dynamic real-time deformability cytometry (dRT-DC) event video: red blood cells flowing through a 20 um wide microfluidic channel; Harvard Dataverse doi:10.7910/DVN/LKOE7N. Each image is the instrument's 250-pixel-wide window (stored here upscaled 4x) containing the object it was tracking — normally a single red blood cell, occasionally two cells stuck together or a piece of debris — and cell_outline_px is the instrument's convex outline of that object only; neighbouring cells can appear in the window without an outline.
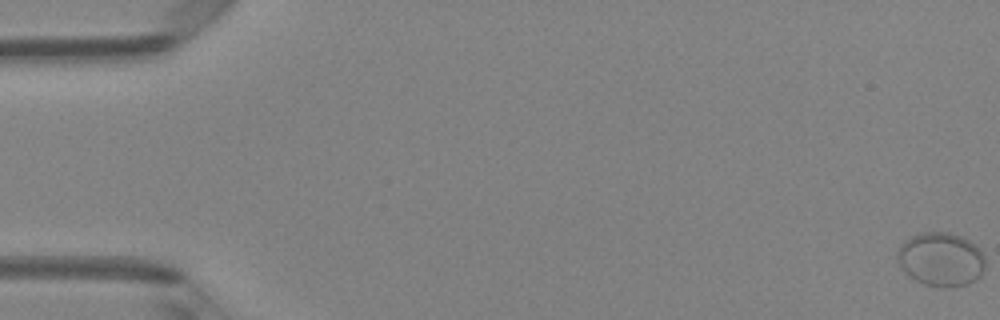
{"species": "Egyptian fruit bat (a non-hibernating species)", "species_latin": "Rousettus aegyptiacus", "temperature_condition": "room temperature", "stored_images_in_passage": 50, "camera_frame_rate_fps": 3000, "um_per_image_px": 0.085, "animal": {"sex": "female"}, "frame": {"image": 1, "passage_image": 1, "time_ms": 0.0, "image_size_px": [1000, 320], "cell_outline_px": [[984, 268], [980, 276], [976, 280], [968, 284], [952, 288], [940, 288], [924, 284], [908, 276], [900, 268], [896, 256], [900, 248], [912, 236], [924, 232], [948, 232], [960, 236], [976, 244], [984, 256]], "centroid_in_image_um": [80.0, 22.08], "position_along_channel_um": 5.0, "area_um2": 27.69}}
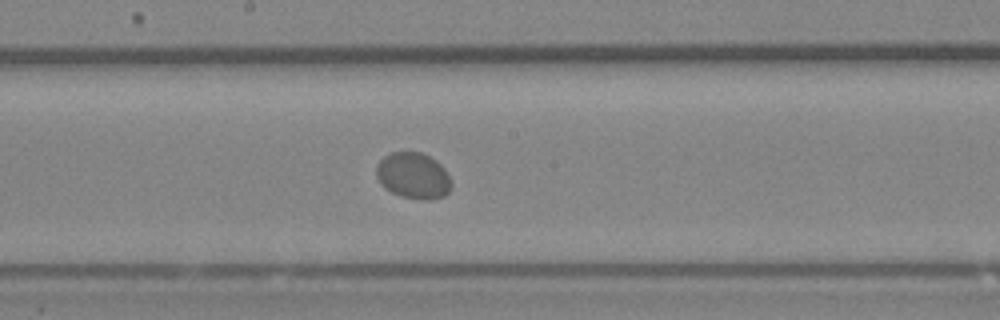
{"frame": {"image": 2, "passage_image": 28, "time_ms": 9.0, "image_size_px": [1000, 320], "cell_outline_px": [[452, 188], [444, 196], [428, 200], [420, 200], [400, 196], [384, 188], [380, 184], [376, 176], [376, 164], [388, 152], [420, 152], [436, 160], [444, 168], [452, 184]], "centroid_in_image_um": [35.11, 14.94], "position_along_channel_um": 213.1, "area_um2": 20.4}}
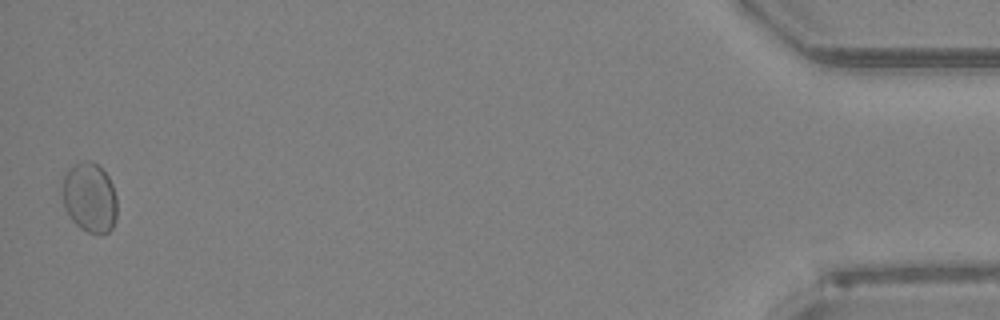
{"frame": {"image": 3, "passage_image": 50, "time_ms": 16.333, "image_size_px": [1000, 320], "cell_outline_px": [[116, 220], [112, 228], [108, 232], [88, 232], [80, 228], [72, 220], [64, 208], [64, 172], [76, 164], [84, 160], [92, 160], [108, 176], [112, 184], [116, 196]], "centroid_in_image_um": [7.63, 16.78], "position_along_channel_um": 427.6, "area_um2": 21.96}}